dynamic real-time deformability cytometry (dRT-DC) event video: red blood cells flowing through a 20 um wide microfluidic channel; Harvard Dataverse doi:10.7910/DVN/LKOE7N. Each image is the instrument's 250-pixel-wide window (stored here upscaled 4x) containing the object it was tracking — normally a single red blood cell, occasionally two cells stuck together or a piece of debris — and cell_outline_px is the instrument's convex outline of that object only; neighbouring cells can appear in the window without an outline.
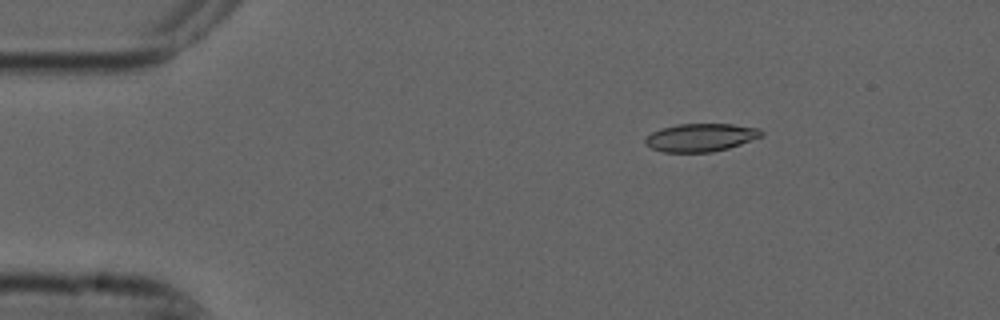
{"species": "common noctule bat (a hibernating species)", "species_latin": "Nyctalus noctula", "temperature_condition": "cold", "stored_images_in_passage": 5, "camera_frame_rate_fps": 3000, "um_per_image_px": 0.085, "animal": {"sex": "male", "forearm_length_mm": 52.5}, "frame": {"image": 1, "passage_image": 3, "time_ms": 0.667, "image_size_px": [1000, 320], "cell_outline_px": [[764, 136], [728, 148], [712, 152], [664, 152], [652, 148], [644, 144], [644, 140], [652, 132], [660, 128], [676, 124], [732, 124], [760, 128], [764, 132]], "centroid_in_image_um": [59.58, 11.68], "position_along_channel_um": 25.4, "area_um2": 19.07}}